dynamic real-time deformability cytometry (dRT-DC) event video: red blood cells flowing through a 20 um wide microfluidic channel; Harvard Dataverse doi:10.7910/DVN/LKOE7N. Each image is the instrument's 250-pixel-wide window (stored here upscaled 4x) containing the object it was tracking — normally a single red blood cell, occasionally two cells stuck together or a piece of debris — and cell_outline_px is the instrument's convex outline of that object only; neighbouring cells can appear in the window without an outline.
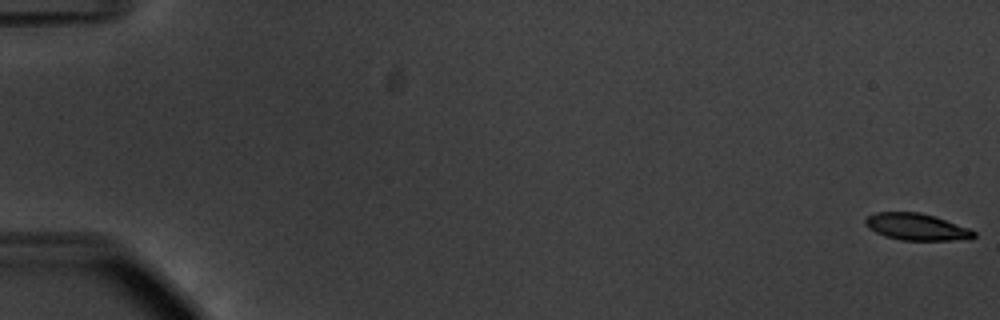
{"species": "common noctule bat (a hibernating species)", "species_latin": "Nyctalus noctula", "temperature_condition": "warm", "stored_images_in_passage": 56, "camera_frame_rate_fps": 3000, "um_per_image_px": 0.085, "animal": {"sex": "male", "body_mass_g": 20.1, "forearm_length_mm": 53.5}, "frame": {"image": 1, "passage_image": 1, "time_ms": 0.0, "image_size_px": [1000, 320], "cell_outline_px": [[976, 236], [972, 240], [900, 240], [884, 236], [868, 228], [864, 224], [864, 220], [868, 216], [876, 212], [920, 212], [936, 216], [968, 228], [976, 232]], "centroid_in_image_um": [77.93, 19.29], "position_along_channel_um": 7.1, "area_um2": 17.17}}
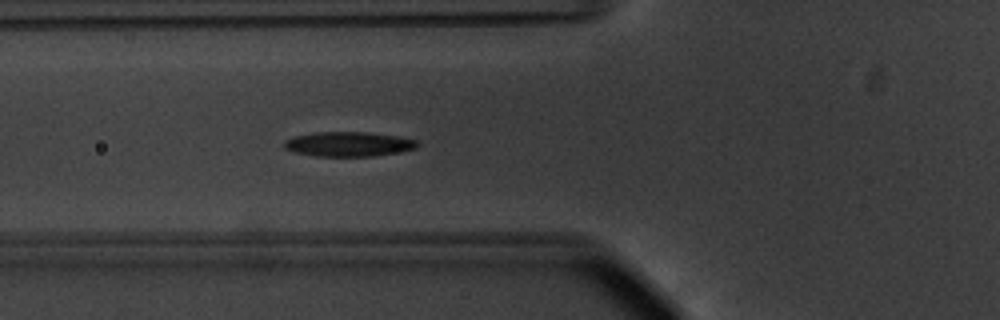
{"frame": {"image": 2, "passage_image": 22, "time_ms": 7.0, "image_size_px": [1000, 320], "cell_outline_px": [[420, 144], [416, 148], [396, 152], [372, 156], [316, 156], [296, 152], [284, 148], [284, 140], [292, 136], [316, 132], [364, 132], [396, 136], [416, 140]], "centroid_in_image_um": [29.59, 12.24], "position_along_channel_um": 96.2, "area_um2": 18.96}}
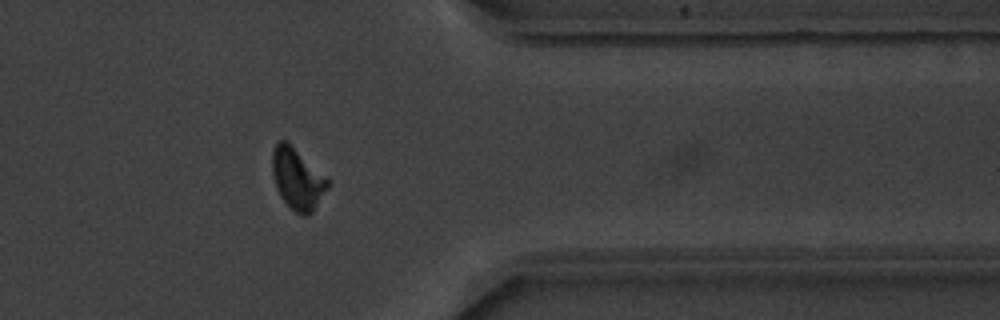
{"frame": {"image": 3, "passage_image": 46, "time_ms": 15.0, "image_size_px": [1000, 320], "cell_outline_px": [[328, 188], [312, 212], [308, 216], [304, 216], [296, 212], [280, 196], [276, 188], [272, 172], [272, 152], [276, 144], [280, 140], [284, 140], [328, 180]], "centroid_in_image_um": [25.25, 15.25], "position_along_channel_um": 386.2, "area_um2": 18.96}, "authors_computed_cell_mechanics": {"area_um2": 18.5827, "velocity_mm_per_s": 3.7363, "shape_relaxation_time_tau1_ms": 2.751, "shape_relaxation_time_tau2_ms": 3.6712, "deformation_change_tau1": 0.1331, "deformation_change_tau2": 0.0952}}